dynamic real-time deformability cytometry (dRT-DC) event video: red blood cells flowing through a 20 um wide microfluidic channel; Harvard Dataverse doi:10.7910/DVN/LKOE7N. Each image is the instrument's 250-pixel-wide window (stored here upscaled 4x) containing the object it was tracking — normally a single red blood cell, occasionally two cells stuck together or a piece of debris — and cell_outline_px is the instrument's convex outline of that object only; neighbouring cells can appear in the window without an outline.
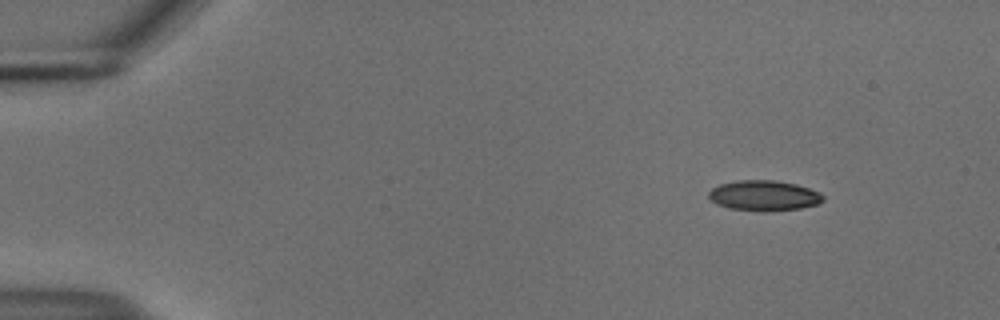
{"species": "common noctule bat (a hibernating species)", "species_latin": "Nyctalus noctula", "temperature_condition": "cold", "stored_images_in_passage": 49, "camera_frame_rate_fps": 3000, "um_per_image_px": 0.085, "animal": {"sex": "male", "body_mass_g": 18.8}, "frame": {"image": 1, "passage_image": 1, "time_ms": 0.0, "image_size_px": [1000, 320], "cell_outline_px": [[824, 200], [816, 204], [800, 208], [764, 212], [728, 208], [716, 204], [708, 196], [708, 192], [712, 188], [720, 184], [736, 180], [776, 180], [796, 184], [820, 192], [824, 196]], "centroid_in_image_um": [64.92, 16.62], "position_along_channel_um": 20.1, "area_um2": 20.35}}
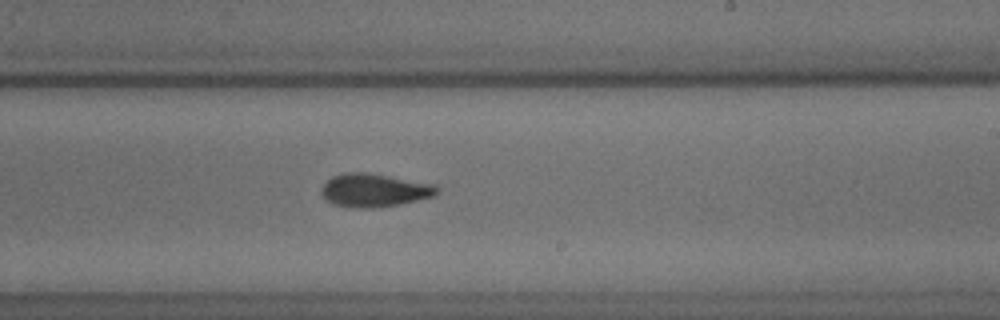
{"frame": {"image": 2, "passage_image": 28, "time_ms": 9.0, "image_size_px": [1000, 320], "cell_outline_px": [[440, 188], [436, 196], [400, 204], [376, 208], [352, 208], [336, 204], [328, 200], [320, 192], [320, 188], [332, 176], [344, 172], [368, 172], [436, 184]], "centroid_in_image_um": [31.86, 16.16], "position_along_channel_um": 257.1, "area_um2": 22.66}}
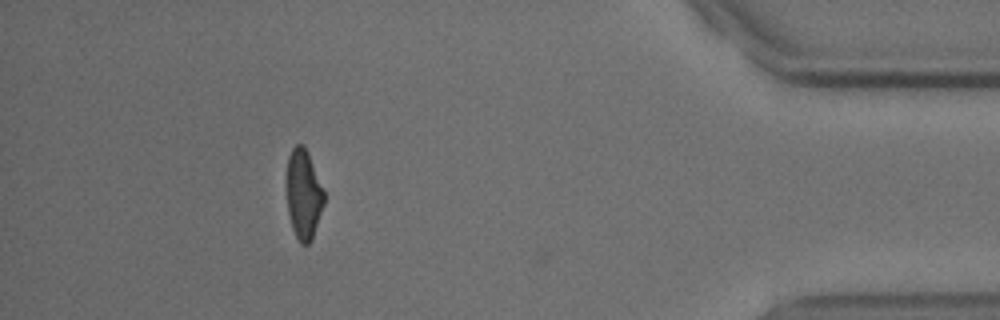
{"frame": {"image": 3, "passage_image": 44, "time_ms": 14.333, "image_size_px": [1000, 320], "cell_outline_px": [[324, 204], [312, 240], [308, 244], [300, 244], [292, 228], [288, 212], [288, 156], [292, 148], [296, 144], [304, 144], [308, 152], [324, 192]], "centroid_in_image_um": [25.82, 16.53], "position_along_channel_um": 409.4, "area_um2": 19.25}, "authors_computed_cell_mechanics": {"area_um2": 21.2126, "velocity_mm_per_s": 3.7313, "shape_relaxation_time_tau1_ms": 3.4809, "shape_relaxation_time_tau2_ms": 5.7238, "deformation_change_tau1": 0.1258, "deformation_change_tau2": 0.1244}}